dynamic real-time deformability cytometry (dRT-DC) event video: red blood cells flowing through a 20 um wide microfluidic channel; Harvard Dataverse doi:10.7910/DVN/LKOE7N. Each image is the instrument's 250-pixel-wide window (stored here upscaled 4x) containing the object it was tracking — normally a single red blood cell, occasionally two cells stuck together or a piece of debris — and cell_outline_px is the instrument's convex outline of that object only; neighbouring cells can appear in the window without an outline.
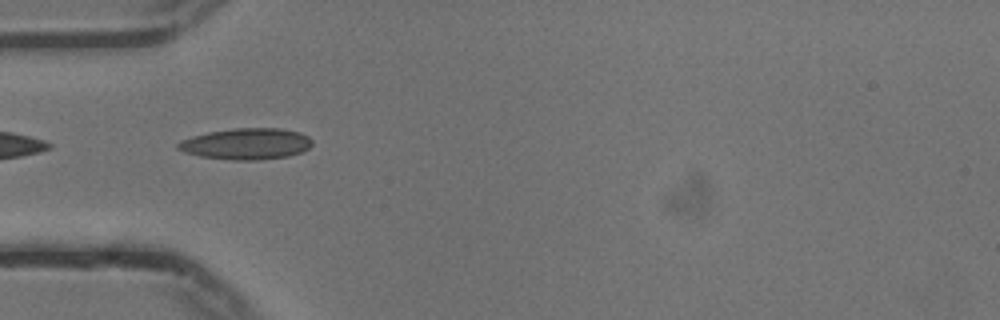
{"species": "common noctule bat (a hibernating species)", "species_latin": "Nyctalus noctula", "temperature_condition": "cold", "stored_images_in_passage": 40, "camera_frame_rate_fps": 3000, "um_per_image_px": 0.085, "animal": {"sex": "male", "body_mass_g": 13.3}, "frame": {"image": 1, "passage_image": 2, "time_ms": 0.333, "image_size_px": [1000, 320], "cell_outline_px": [[312, 144], [304, 152], [288, 156], [256, 160], [232, 160], [200, 156], [184, 152], [176, 148], [176, 144], [180, 140], [192, 136], [208, 132], [236, 128], [280, 128], [300, 132], [308, 136], [312, 140]], "centroid_in_image_um": [20.94, 12.22], "position_along_channel_um": 64.1, "area_um2": 24.57}}
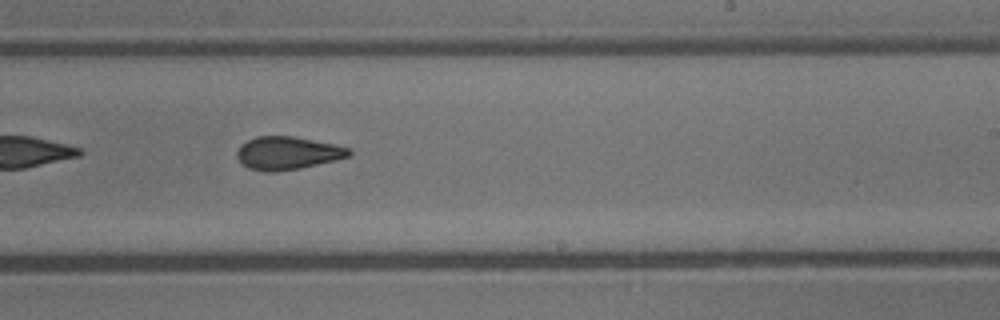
{"frame": {"image": 2, "passage_image": 18, "time_ms": 5.667, "image_size_px": [1000, 320], "cell_outline_px": [[352, 152], [348, 156], [336, 160], [300, 168], [276, 172], [264, 172], [248, 168], [236, 156], [236, 152], [240, 144], [256, 136], [296, 136], [336, 144], [348, 148]], "centroid_in_image_um": [24.43, 13.0], "position_along_channel_um": 264.6, "area_um2": 21.68}}
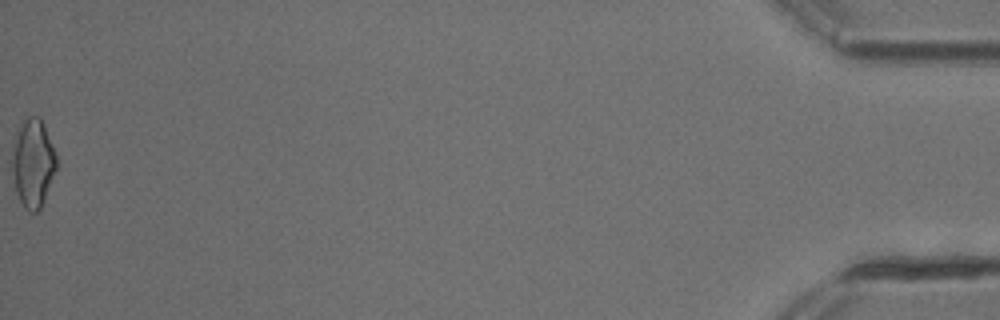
{"frame": {"image": 3, "passage_image": 40, "time_ms": 13.0, "image_size_px": [1000, 320], "cell_outline_px": [[56, 168], [44, 200], [40, 208], [36, 212], [28, 212], [24, 208], [16, 192], [12, 172], [12, 156], [20, 120], [28, 116], [40, 116], [44, 124], [56, 152]], "centroid_in_image_um": [2.8, 13.83], "position_along_channel_um": 432.4, "area_um2": 22.77}, "authors_computed_cell_mechanics": {"area_um2": 21.6172, "velocity_mm_per_s": 3.7631, "shape_relaxation_time_tau1_ms": 5.3849, "shape_relaxation_time_tau2_ms": 3.5246, "deformation_change_tau1": 0.1356, "deformation_change_tau2": 0.1148}}